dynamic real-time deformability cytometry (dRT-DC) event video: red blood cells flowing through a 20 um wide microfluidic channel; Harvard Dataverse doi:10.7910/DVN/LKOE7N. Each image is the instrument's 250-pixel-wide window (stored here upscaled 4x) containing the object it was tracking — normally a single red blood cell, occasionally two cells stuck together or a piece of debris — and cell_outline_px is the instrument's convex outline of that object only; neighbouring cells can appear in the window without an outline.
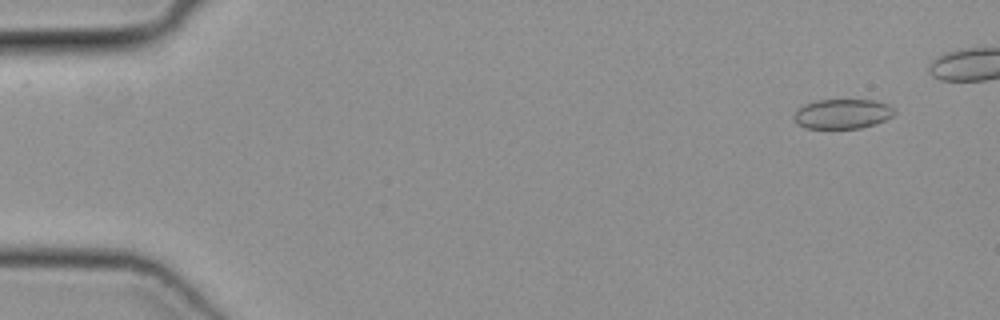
{"species": "common noctule bat (a hibernating species)", "species_latin": "Nyctalus noctula", "temperature_condition": "cold", "stored_images_in_passage": 43, "camera_frame_rate_fps": 3000, "um_per_image_px": 0.085, "animal": {"sex": "female", "body_mass_g": 19.3, "forearm_length_mm": 54.1}, "frame": {"image": 1, "passage_image": 3, "time_ms": 0.667, "image_size_px": [1000, 320], "cell_outline_px": [[896, 112], [892, 116], [884, 120], [860, 128], [804, 128], [796, 124], [792, 116], [804, 104], [816, 100], [876, 100], [888, 104]], "centroid_in_image_um": [71.58, 9.67], "position_along_channel_um": 13.4, "area_um2": 17.34}}
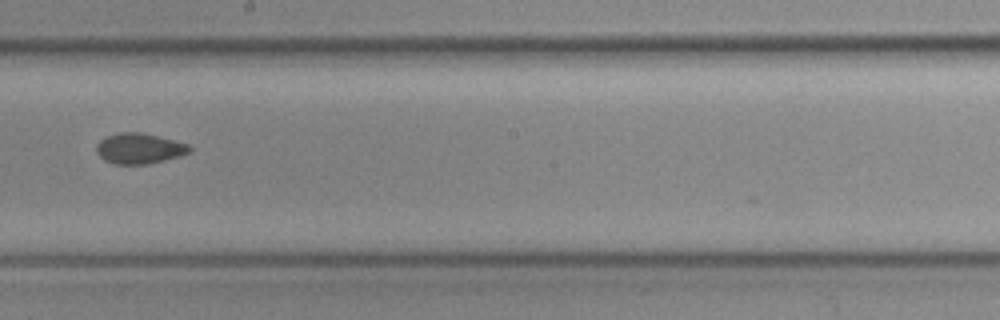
{"frame": {"image": 2, "passage_image": 28, "time_ms": 9.0, "image_size_px": [1000, 320], "cell_outline_px": [[192, 148], [188, 152], [180, 156], [148, 164], [116, 164], [104, 160], [96, 152], [96, 144], [100, 140], [108, 136], [120, 132], [140, 132], [188, 144]], "centroid_in_image_um": [11.81, 12.62], "position_along_channel_um": 236.4, "area_um2": 16.36}}
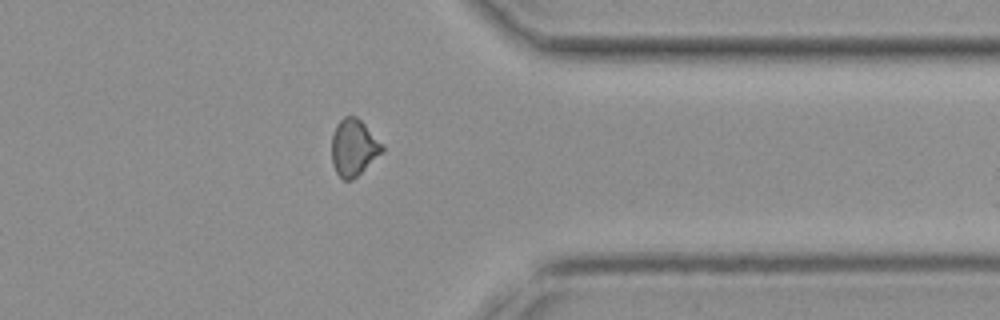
{"frame": {"image": 3, "passage_image": 39, "time_ms": 12.667, "image_size_px": [1000, 320], "cell_outline_px": [[384, 152], [352, 180], [344, 180], [336, 172], [332, 164], [332, 136], [336, 124], [344, 116], [356, 116], [384, 144]], "centroid_in_image_um": [30.08, 12.54], "position_along_channel_um": 381.3, "area_um2": 16.76}}